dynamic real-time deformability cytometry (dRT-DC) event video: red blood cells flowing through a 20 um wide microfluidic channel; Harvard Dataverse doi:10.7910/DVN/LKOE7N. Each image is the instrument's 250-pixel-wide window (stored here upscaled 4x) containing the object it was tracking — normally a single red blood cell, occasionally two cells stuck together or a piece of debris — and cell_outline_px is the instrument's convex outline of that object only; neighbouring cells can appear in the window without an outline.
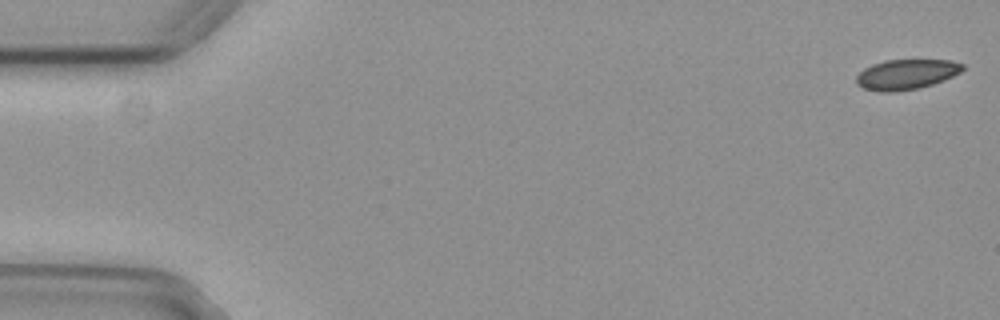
{"species": "common noctule bat (a hibernating species)", "species_latin": "Nyctalus noctula", "temperature_condition": "cold", "stored_images_in_passage": 12, "camera_frame_rate_fps": 3000, "um_per_image_px": 0.085, "animal": {"sex": "female", "body_mass_g": 29.2, "forearm_length_mm": 56.3}, "frame": {"image": 1, "passage_image": 1, "time_ms": 0.0, "image_size_px": [1000, 320], "cell_outline_px": [[964, 68], [960, 72], [944, 80], [920, 88], [892, 92], [880, 92], [864, 88], [856, 84], [856, 76], [864, 68], [872, 64], [884, 60], [952, 60], [964, 64]], "centroid_in_image_um": [77.02, 6.32], "position_along_channel_um": 8.0, "area_um2": 18.73}}